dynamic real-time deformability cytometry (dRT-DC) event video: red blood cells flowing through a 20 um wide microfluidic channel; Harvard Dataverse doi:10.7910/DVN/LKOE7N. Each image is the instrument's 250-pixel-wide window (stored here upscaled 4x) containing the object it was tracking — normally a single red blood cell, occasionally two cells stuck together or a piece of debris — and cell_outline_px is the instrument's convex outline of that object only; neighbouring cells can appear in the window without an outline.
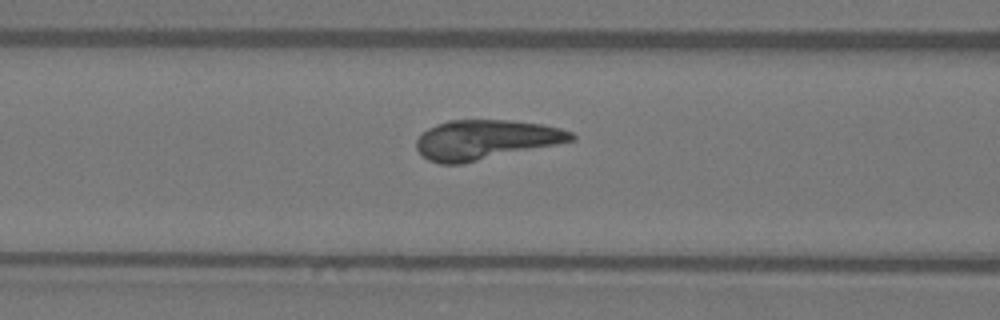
{"species": "Egyptian fruit bat (a non-hibernating species)", "species_latin": "Rousettus aegyptiacus", "temperature_condition": "warm", "stored_images_in_passage": 29, "camera_frame_rate_fps": 3000, "um_per_image_px": 0.085, "animal": {"sex": "female"}, "frame": {"image": 1, "passage_image": 8, "time_ms": 2.333, "image_size_px": [1000, 320], "cell_outline_px": [[576, 140], [460, 164], [440, 164], [428, 160], [416, 148], [416, 140], [428, 128], [436, 124], [448, 120], [508, 120], [540, 124], [560, 128], [572, 132], [576, 136]], "centroid_in_image_um": [41.27, 11.87], "position_along_channel_um": 125.3, "area_um2": 35.43}}